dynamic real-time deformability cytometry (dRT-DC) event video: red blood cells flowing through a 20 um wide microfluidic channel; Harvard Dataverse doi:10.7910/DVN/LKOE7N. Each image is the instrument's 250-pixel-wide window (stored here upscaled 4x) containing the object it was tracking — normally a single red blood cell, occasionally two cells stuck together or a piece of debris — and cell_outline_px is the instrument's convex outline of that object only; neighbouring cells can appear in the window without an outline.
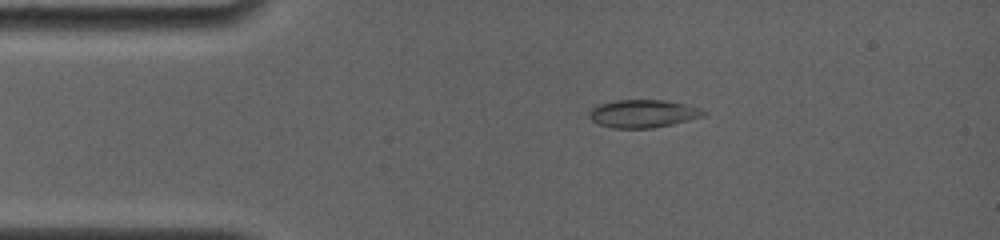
{"species": "common noctule bat (a hibernating species)", "species_latin": "Nyctalus noctula", "temperature_condition": "room temperature", "stored_images_in_passage": 37, "camera_frame_rate_fps": 4000, "um_per_image_px": 0.085, "animal": {"sex": "female", "body_mass_g": 19.0, "forearm_length_mm": 56.7}, "frame": {"image": 1, "passage_image": 6, "time_ms": 1.25, "image_size_px": [1000, 240], "cell_outline_px": [[708, 112], [704, 116], [672, 124], [652, 128], [612, 128], [600, 124], [592, 120], [588, 116], [588, 112], [596, 104], [616, 100], [664, 100], [684, 104], [700, 108]], "centroid_in_image_um": [54.63, 9.65], "position_along_channel_um": 30.4, "area_um2": 18.61}}
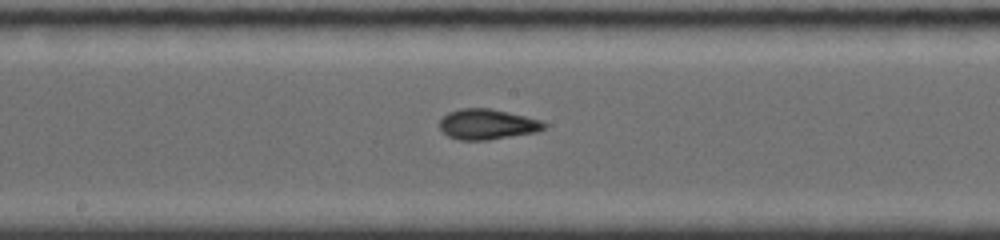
{"frame": {"image": 2, "passage_image": 20, "time_ms": 4.75, "image_size_px": [1000, 240], "cell_outline_px": [[548, 128], [536, 132], [488, 140], [460, 140], [448, 136], [440, 128], [440, 120], [448, 112], [460, 108], [488, 108], [544, 120], [548, 124]], "centroid_in_image_um": [41.47, 10.56], "position_along_channel_um": 206.7, "area_um2": 18.61}}
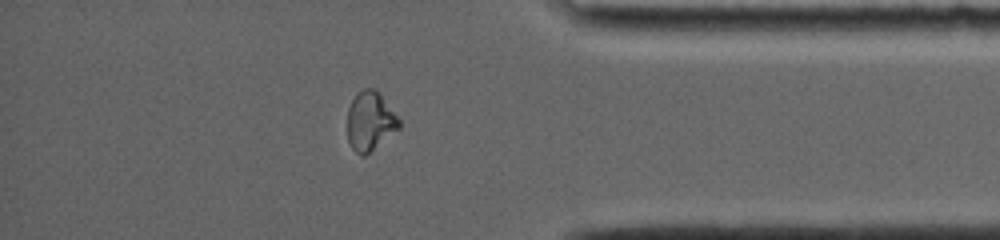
{"frame": {"image": 3, "passage_image": 33, "time_ms": 8.0, "image_size_px": [1000, 240], "cell_outline_px": [[400, 128], [364, 156], [360, 156], [352, 148], [348, 140], [348, 108], [352, 100], [364, 88], [376, 88], [380, 92], [400, 120]], "centroid_in_image_um": [31.47, 10.29], "position_along_channel_um": 403.7, "area_um2": 17.69}}